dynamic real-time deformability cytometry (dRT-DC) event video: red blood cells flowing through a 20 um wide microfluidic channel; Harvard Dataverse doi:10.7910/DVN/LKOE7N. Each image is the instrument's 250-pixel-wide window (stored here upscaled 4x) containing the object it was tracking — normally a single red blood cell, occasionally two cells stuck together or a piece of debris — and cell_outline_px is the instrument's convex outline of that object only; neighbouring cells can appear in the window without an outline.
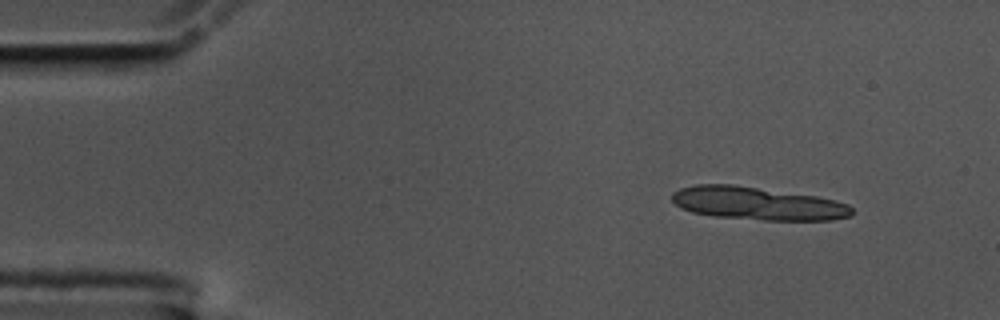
{"species": "common noctule bat (a hibernating species)", "species_latin": "Nyctalus noctula", "temperature_condition": "cold", "stored_images_in_passage": 9, "camera_frame_rate_fps": 3000, "um_per_image_px": 0.085, "animal": {"sex": "male", "body_mass_g": 17.5, "forearm_length_mm": 52.3}, "frame": {"image": 1, "passage_image": 1, "time_ms": 0.0, "image_size_px": [1000, 320], "cell_outline_px": [[852, 216], [832, 220], [764, 220], [716, 216], [692, 212], [680, 208], [672, 200], [672, 192], [680, 188], [696, 184], [732, 184], [816, 196], [836, 200], [848, 204], [852, 208]], "centroid_in_image_um": [64.39, 17.29], "position_along_channel_um": 20.6, "area_um2": 34.56}}